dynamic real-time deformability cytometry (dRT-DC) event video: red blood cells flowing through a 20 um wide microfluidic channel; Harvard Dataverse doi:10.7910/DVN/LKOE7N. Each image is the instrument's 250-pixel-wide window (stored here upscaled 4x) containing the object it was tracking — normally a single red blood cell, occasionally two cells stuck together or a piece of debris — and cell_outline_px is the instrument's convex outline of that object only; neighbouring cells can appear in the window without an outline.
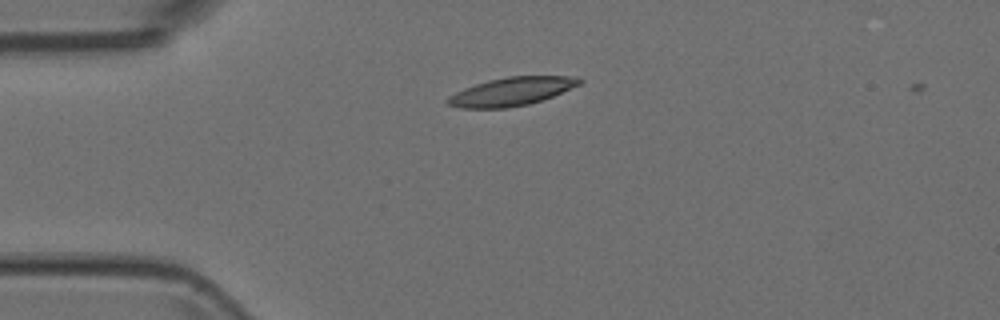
{"species": "Egyptian fruit bat (a non-hibernating species)", "species_latin": "Rousettus aegyptiacus", "temperature_condition": "room temperature", "stored_images_in_passage": 4, "camera_frame_rate_fps": 3000, "um_per_image_px": 0.085, "animal": {"sex": "female"}, "frame": {"image": 1, "passage_image": 1, "time_ms": 0.0, "image_size_px": [1000, 320], "cell_outline_px": [[584, 80], [580, 84], [552, 96], [528, 104], [508, 108], [460, 108], [448, 104], [444, 100], [448, 96], [464, 88], [488, 80], [508, 76], [568, 76]], "centroid_in_image_um": [43.43, 7.78], "position_along_channel_um": 41.6, "area_um2": 21.56}}
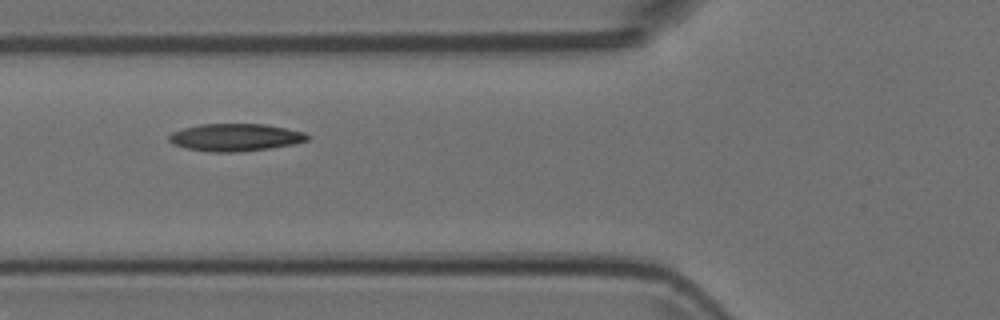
{"frame": {"image": 2, "passage_image": 3, "time_ms": 0.667, "image_size_px": [1000, 320], "cell_outline_px": [[308, 140], [296, 144], [240, 152], [212, 152], [188, 148], [172, 144], [168, 140], [168, 136], [172, 132], [184, 128], [200, 124], [264, 124], [288, 128], [304, 132], [308, 136]], "centroid_in_image_um": [20.01, 11.67], "position_along_channel_um": 105.8, "area_um2": 22.14}}
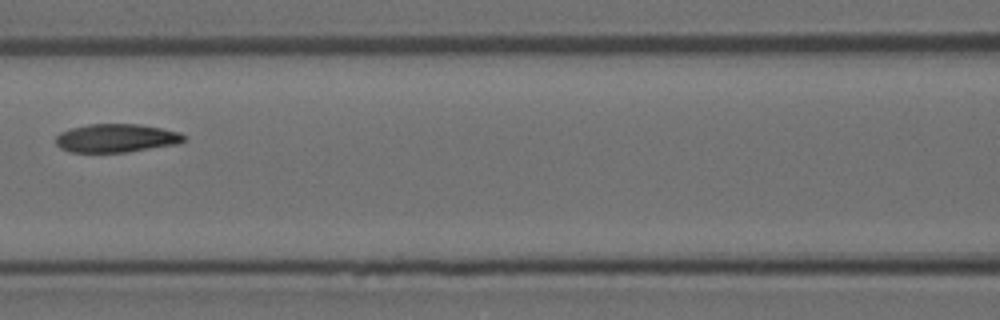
{"frame": {"image": 3, "passage_image": 4, "time_ms": 1.0, "image_size_px": [1000, 320], "cell_outline_px": [[184, 140], [180, 144], [124, 152], [72, 152], [60, 148], [56, 144], [56, 136], [60, 132], [72, 128], [88, 124], [140, 124], [180, 132], [184, 136]], "centroid_in_image_um": [9.88, 11.74], "position_along_channel_um": 156.7, "area_um2": 21.15}}